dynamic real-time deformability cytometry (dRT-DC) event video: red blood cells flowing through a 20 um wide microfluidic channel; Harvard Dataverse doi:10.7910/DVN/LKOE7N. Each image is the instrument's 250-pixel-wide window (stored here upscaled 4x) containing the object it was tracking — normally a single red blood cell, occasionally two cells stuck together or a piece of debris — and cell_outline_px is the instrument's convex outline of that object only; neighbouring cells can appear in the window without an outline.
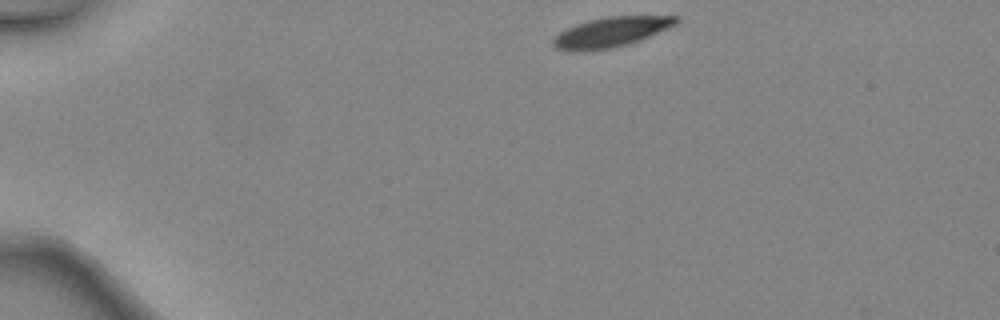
{"species": "common noctule bat (a hibernating species)", "species_latin": "Nyctalus noctula", "temperature_condition": "warm", "stored_images_in_passage": 38, "camera_frame_rate_fps": 3000, "um_per_image_px": 0.085, "animal": {"sex": "female", "body_mass_g": 24.6, "forearm_length_mm": 56.2}, "frame": {"image": 1, "passage_image": 1, "time_ms": 0.0, "image_size_px": [1000, 320], "cell_outline_px": [[680, 20], [676, 24], [668, 28], [640, 40], [628, 44], [612, 48], [584, 52], [572, 52], [556, 48], [552, 44], [552, 40], [560, 32], [576, 24], [588, 20], [608, 16], [680, 16]], "centroid_in_image_um": [51.92, 2.74], "position_along_channel_um": 33.1, "area_um2": 21.56}}
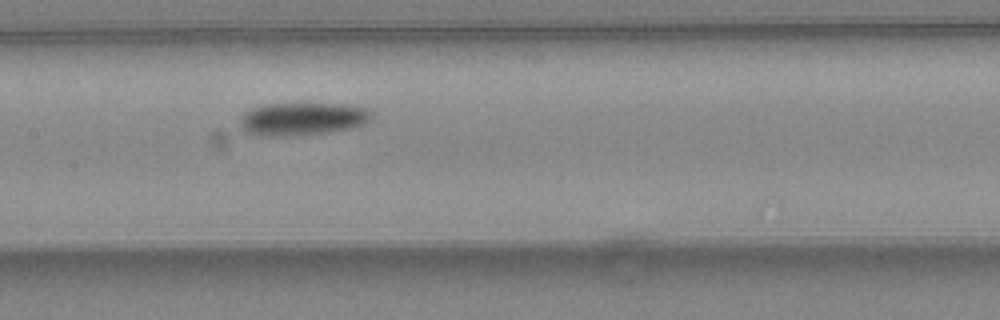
{"frame": {"image": 2, "passage_image": 16, "time_ms": 5.0, "image_size_px": [1000, 320], "cell_outline_px": [[372, 116], [364, 124], [352, 128], [328, 132], [300, 136], [256, 136], [244, 132], [240, 128], [240, 120], [244, 112], [252, 108], [264, 104], [348, 104], [364, 108], [372, 112]], "centroid_in_image_um": [25.66, 10.12], "position_along_channel_um": 181.7, "area_um2": 25.49}}
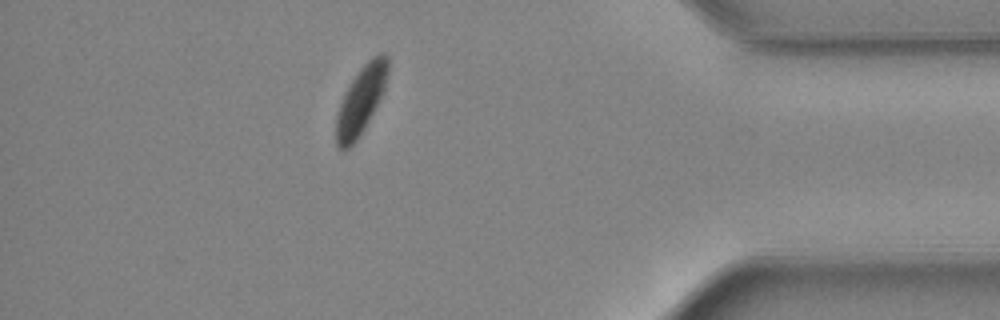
{"frame": {"image": 3, "passage_image": 33, "time_ms": 10.667, "image_size_px": [1000, 320], "cell_outline_px": [[388, 72], [384, 92], [368, 120], [356, 140], [348, 148], [340, 148], [336, 144], [336, 116], [340, 104], [348, 84], [360, 68], [376, 52], [384, 52], [388, 56]], "centroid_in_image_um": [30.69, 8.43], "position_along_channel_um": 404.5, "area_um2": 20.29}, "authors_computed_cell_mechanics": {"area_um2": 23.5246, "velocity_mm_per_s": 4.5176, "shape_relaxation_time_tau1_ms": 3.0826, "shape_relaxation_time_tau2_ms": null, "deformation_change_tau1": 0.1195, "deformation_change_tau2": null}}